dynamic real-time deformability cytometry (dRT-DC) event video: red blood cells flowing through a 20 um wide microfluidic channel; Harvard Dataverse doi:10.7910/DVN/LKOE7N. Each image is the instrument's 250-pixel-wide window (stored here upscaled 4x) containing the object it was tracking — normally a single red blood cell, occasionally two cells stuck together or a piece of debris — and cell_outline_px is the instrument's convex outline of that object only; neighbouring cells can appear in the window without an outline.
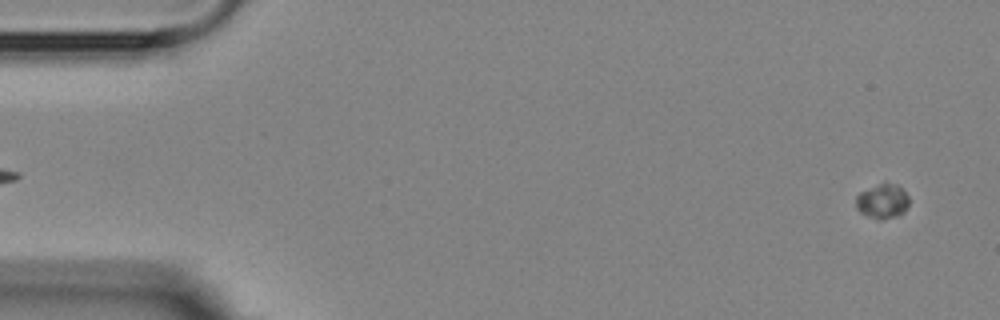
{"species": "Egyptian fruit bat (a non-hibernating species)", "species_latin": "Rousettus aegyptiacus", "temperature_condition": "room temperature", "stored_images_in_passage": 4, "camera_frame_rate_fps": 3000, "um_per_image_px": 0.085, "animal": {"sex": "female"}, "frame": {"image": 1, "passage_image": 1, "time_ms": 0.0, "image_size_px": [1000, 320], "cell_outline_px": [[908, 204], [904, 212], [896, 216], [880, 220], [868, 216], [860, 212], [856, 208], [856, 196], [860, 192], [880, 184], [896, 184], [908, 196]], "centroid_in_image_um": [74.99, 17.13], "position_along_channel_um": 10.0, "area_um2": 10.4}}
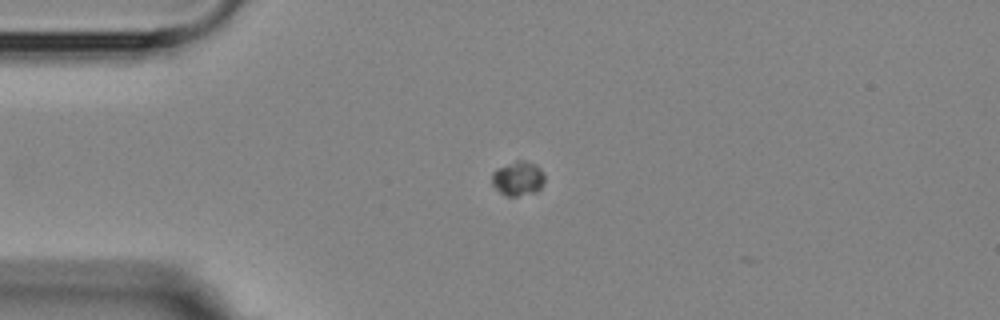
{"frame": {"image": 2, "passage_image": 3, "time_ms": 3.667, "image_size_px": [1000, 320], "cell_outline_px": [[544, 180], [540, 188], [536, 192], [516, 196], [508, 196], [500, 192], [492, 184], [492, 172], [496, 168], [516, 160], [524, 160], [536, 164], [540, 168], [544, 176]], "centroid_in_image_um": [44.02, 15.15], "position_along_channel_um": 41.0, "area_um2": 10.58}}